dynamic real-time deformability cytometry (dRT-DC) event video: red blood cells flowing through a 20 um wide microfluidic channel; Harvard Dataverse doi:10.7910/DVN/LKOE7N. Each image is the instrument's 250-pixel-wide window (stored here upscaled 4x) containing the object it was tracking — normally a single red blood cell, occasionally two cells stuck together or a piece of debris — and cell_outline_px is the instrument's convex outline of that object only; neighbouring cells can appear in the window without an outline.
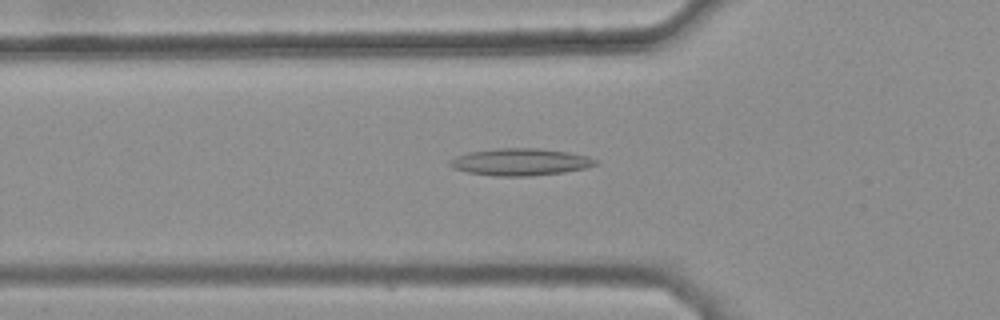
{"species": "common noctule bat (a hibernating species)", "species_latin": "Nyctalus noctula", "temperature_condition": "warm", "stored_images_in_passage": 42, "camera_frame_rate_fps": 3000, "um_per_image_px": 0.085, "animal": {"sex": "female", "body_mass_g": 25.1}, "frame": {"image": 1, "passage_image": 17, "time_ms": 5.333, "image_size_px": [1000, 320], "cell_outline_px": [[600, 164], [588, 168], [564, 172], [532, 176], [496, 176], [468, 172], [452, 168], [448, 164], [448, 160], [456, 156], [468, 152], [496, 148], [540, 148], [568, 152], [588, 156], [600, 160]], "centroid_in_image_um": [44.27, 13.76], "position_along_channel_um": 81.5, "area_um2": 23.35}}
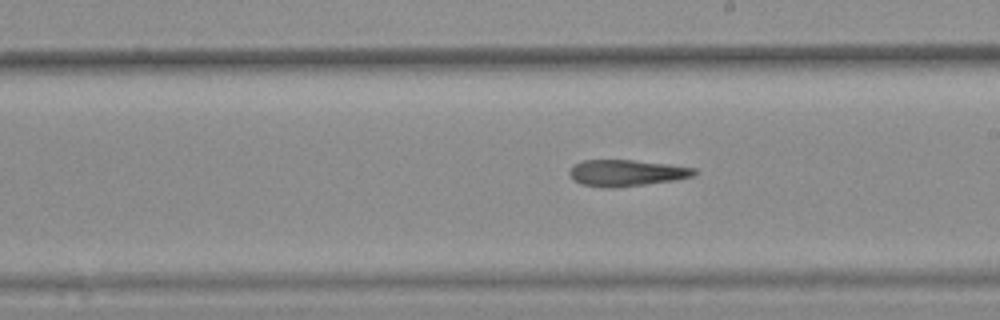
{"frame": {"image": 2, "passage_image": 29, "time_ms": 9.333, "image_size_px": [1000, 320], "cell_outline_px": [[696, 172], [692, 176], [676, 180], [612, 188], [600, 188], [580, 184], [568, 172], [576, 164], [584, 160], [632, 160], [668, 164], [696, 168]], "centroid_in_image_um": [53.25, 14.7], "position_along_channel_um": 235.7, "area_um2": 19.02}}
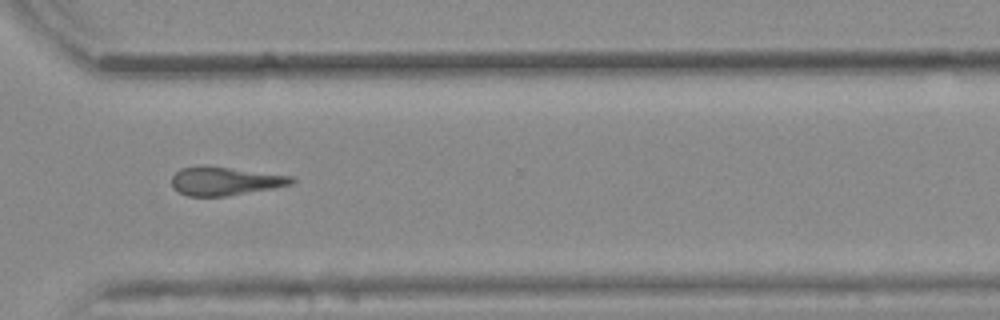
{"frame": {"image": 3, "passage_image": 38, "time_ms": 12.333, "image_size_px": [1000, 320], "cell_outline_px": [[296, 180], [292, 184], [272, 188], [228, 196], [188, 196], [172, 188], [172, 176], [180, 168], [228, 168], [292, 176]], "centroid_in_image_um": [19.14, 15.43], "position_along_channel_um": 351.5, "area_um2": 19.13}, "authors_computed_cell_mechanics": {"area_um2": 20.7791, "velocity_mm_per_s": 3.8416, "shape_relaxation_time_tau1_ms": null, "shape_relaxation_time_tau2_ms": 9.1158, "deformation_change_tau1": null, "deformation_change_tau2": 0.2436}}